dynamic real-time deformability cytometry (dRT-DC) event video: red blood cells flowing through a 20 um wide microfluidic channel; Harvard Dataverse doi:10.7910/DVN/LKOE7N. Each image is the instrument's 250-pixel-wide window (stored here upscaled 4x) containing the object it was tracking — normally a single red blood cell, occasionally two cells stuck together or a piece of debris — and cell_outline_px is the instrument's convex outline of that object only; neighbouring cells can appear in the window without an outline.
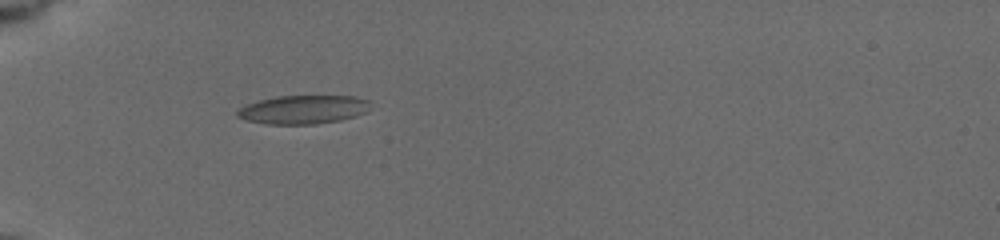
{"species": "common noctule bat (a hibernating species)", "species_latin": "Nyctalus noctula", "temperature_condition": "cold", "stored_images_in_passage": 5, "camera_frame_rate_fps": 3000, "um_per_image_px": 0.085, "animal": {"sex": "female", "body_mass_g": 19.5, "forearm_length_mm": 54.1}, "frame": {"image": 1, "passage_image": 1, "time_ms": 0.0, "image_size_px": [1000, 240], "cell_outline_px": [[372, 100], [368, 112], [356, 116], [340, 120], [316, 124], [268, 124], [244, 120], [236, 116], [236, 112], [240, 108], [248, 104], [260, 100], [276, 96], [356, 96]], "centroid_in_image_um": [25.83, 9.31], "position_along_channel_um": 59.2, "area_um2": 22.43}}